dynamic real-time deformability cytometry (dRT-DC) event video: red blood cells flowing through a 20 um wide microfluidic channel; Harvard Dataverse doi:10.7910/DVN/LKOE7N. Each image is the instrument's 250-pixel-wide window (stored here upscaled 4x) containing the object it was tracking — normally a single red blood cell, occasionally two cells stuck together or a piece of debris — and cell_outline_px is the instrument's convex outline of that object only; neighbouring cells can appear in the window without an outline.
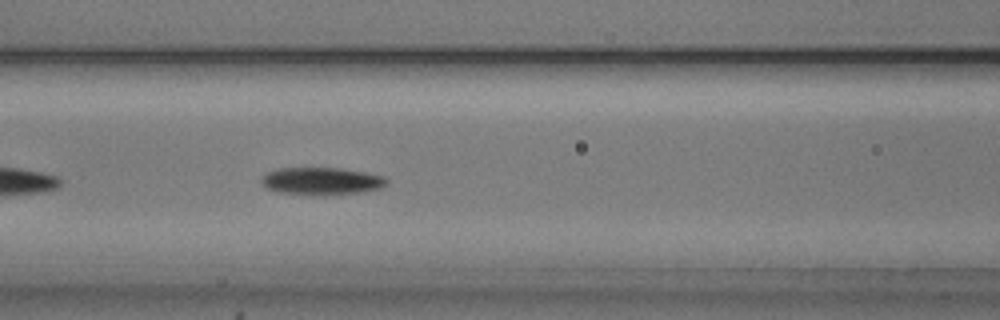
{"species": "common noctule bat (a hibernating species)", "species_latin": "Nyctalus noctula", "temperature_condition": "cold", "stored_images_in_passage": 41, "camera_frame_rate_fps": 3000, "um_per_image_px": 0.085, "animal": {"sex": "male", "body_mass_g": 20.5, "forearm_length_mm": 52.5}, "frame": {"image": 1, "passage_image": 9, "time_ms": 2.667, "image_size_px": [1000, 320], "cell_outline_px": [[388, 184], [380, 188], [364, 192], [324, 196], [276, 192], [268, 188], [260, 180], [268, 172], [280, 168], [340, 168], [364, 172], [384, 176], [388, 180]], "centroid_in_image_um": [27.38, 15.41], "position_along_channel_um": 139.2, "area_um2": 20.17}}
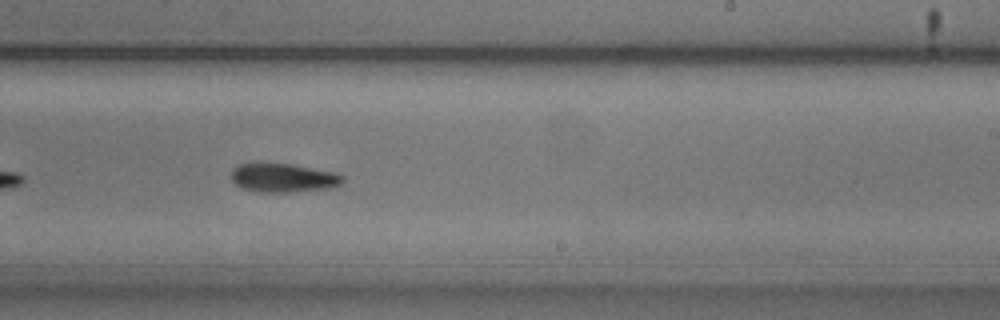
{"frame": {"image": 2, "passage_image": 19, "time_ms": 6.0, "image_size_px": [1000, 320], "cell_outline_px": [[344, 180], [336, 188], [288, 192], [260, 192], [244, 188], [236, 184], [232, 180], [232, 168], [236, 164], [252, 160], [260, 160], [292, 164], [336, 172], [344, 176]], "centroid_in_image_um": [24.05, 15.06], "position_along_channel_um": 265.0, "area_um2": 19.65}}
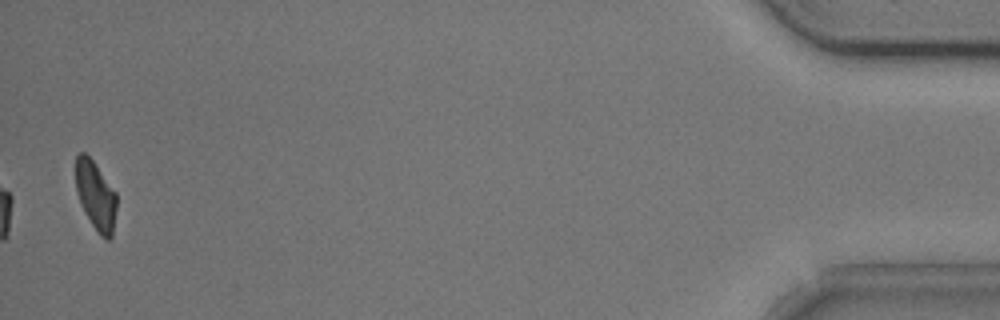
{"frame": {"image": 3, "passage_image": 39, "time_ms": 12.667, "image_size_px": [1000, 320], "cell_outline_px": [[116, 208], [112, 236], [108, 240], [104, 240], [100, 236], [92, 224], [80, 204], [76, 192], [76, 156], [80, 152], [84, 152], [92, 160], [116, 192]], "centroid_in_image_um": [8.13, 16.65], "position_along_channel_um": 427.1, "area_um2": 16.3}}